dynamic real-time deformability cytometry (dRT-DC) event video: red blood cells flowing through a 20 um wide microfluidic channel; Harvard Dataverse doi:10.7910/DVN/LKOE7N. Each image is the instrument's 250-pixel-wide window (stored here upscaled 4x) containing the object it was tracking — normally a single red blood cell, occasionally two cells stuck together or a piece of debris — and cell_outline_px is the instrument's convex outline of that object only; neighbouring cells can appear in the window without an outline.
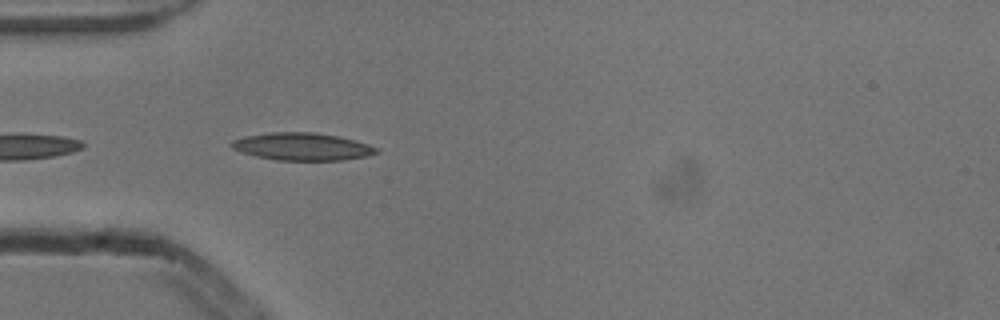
{"species": "common noctule bat (a hibernating species)", "species_latin": "Nyctalus noctula", "temperature_condition": "cold", "stored_images_in_passage": 5, "camera_frame_rate_fps": 3000, "um_per_image_px": 0.085, "animal": {"sex": "male", "body_mass_g": 13.3}, "frame": {"image": 1, "passage_image": 5, "time_ms": 1.333, "image_size_px": [1000, 320], "cell_outline_px": [[380, 152], [368, 156], [344, 160], [276, 160], [256, 156], [232, 148], [232, 140], [244, 136], [272, 132], [316, 132], [340, 136], [368, 144], [380, 148]], "centroid_in_image_um": [25.76, 12.45], "position_along_channel_um": 59.2, "area_um2": 23.29}}